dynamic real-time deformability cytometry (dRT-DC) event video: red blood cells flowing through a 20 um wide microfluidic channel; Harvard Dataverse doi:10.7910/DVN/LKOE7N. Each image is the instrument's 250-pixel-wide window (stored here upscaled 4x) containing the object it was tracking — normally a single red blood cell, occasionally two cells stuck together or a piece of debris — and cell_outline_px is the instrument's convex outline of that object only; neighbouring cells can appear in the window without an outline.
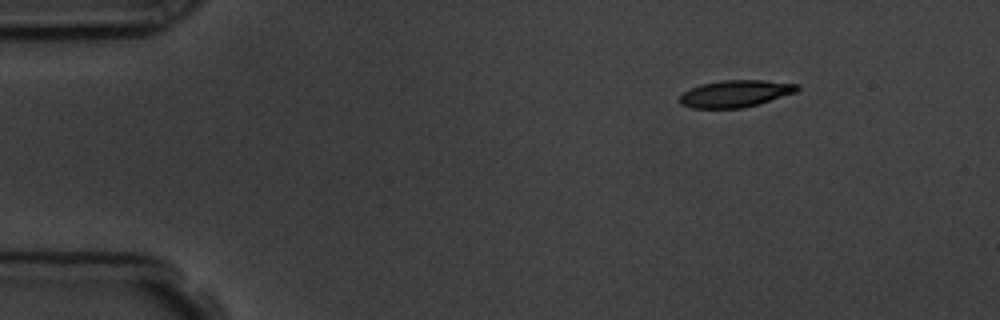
{"species": "common noctule bat (a hibernating species)", "species_latin": "Nyctalus noctula", "temperature_condition": "room temperature", "stored_images_in_passage": 3, "camera_frame_rate_fps": 3000, "um_per_image_px": 0.085, "animal": {"sex": "male", "body_mass_g": 19.5, "forearm_length_mm": 54.6}, "frame": {"image": 1, "passage_image": 1, "time_ms": 0.0, "image_size_px": [1000, 320], "cell_outline_px": [[800, 88], [796, 92], [760, 104], [740, 108], [692, 108], [680, 104], [680, 96], [684, 92], [700, 84], [720, 80], [764, 80], [800, 84]], "centroid_in_image_um": [62.54, 7.95], "position_along_channel_um": 22.5, "area_um2": 18.55}}